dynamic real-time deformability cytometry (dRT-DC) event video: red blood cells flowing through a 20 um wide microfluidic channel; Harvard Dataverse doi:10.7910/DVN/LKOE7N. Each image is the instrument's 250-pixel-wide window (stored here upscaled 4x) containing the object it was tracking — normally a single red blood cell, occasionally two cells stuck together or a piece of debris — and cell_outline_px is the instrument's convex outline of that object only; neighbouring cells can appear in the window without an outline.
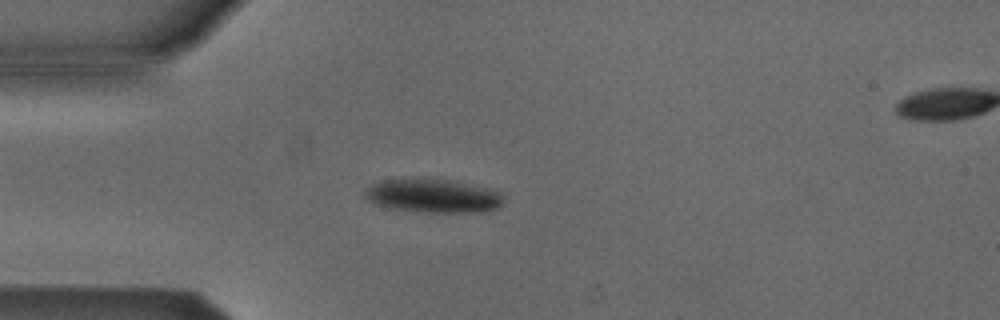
{"species": "Egyptian fruit bat (a non-hibernating species)", "species_latin": "Rousettus aegyptiacus", "temperature_condition": "cold", "stored_images_in_passage": 5, "segment_of_instrument_passage": [1, 2], "camera_frame_rate_fps": 3000, "um_per_image_px": 0.085, "animal": {"sex": "male"}, "frame": {"image": 1, "passage_image": 4, "time_ms": 1.0, "image_size_px": [1000, 320], "cell_outline_px": [[504, 204], [496, 208], [484, 212], [424, 212], [392, 208], [376, 204], [368, 200], [364, 196], [364, 188], [380, 180], [424, 176], [472, 184], [488, 188], [500, 192], [504, 196]], "centroid_in_image_um": [36.8, 16.61], "position_along_channel_um": 48.2, "area_um2": 27.92}}